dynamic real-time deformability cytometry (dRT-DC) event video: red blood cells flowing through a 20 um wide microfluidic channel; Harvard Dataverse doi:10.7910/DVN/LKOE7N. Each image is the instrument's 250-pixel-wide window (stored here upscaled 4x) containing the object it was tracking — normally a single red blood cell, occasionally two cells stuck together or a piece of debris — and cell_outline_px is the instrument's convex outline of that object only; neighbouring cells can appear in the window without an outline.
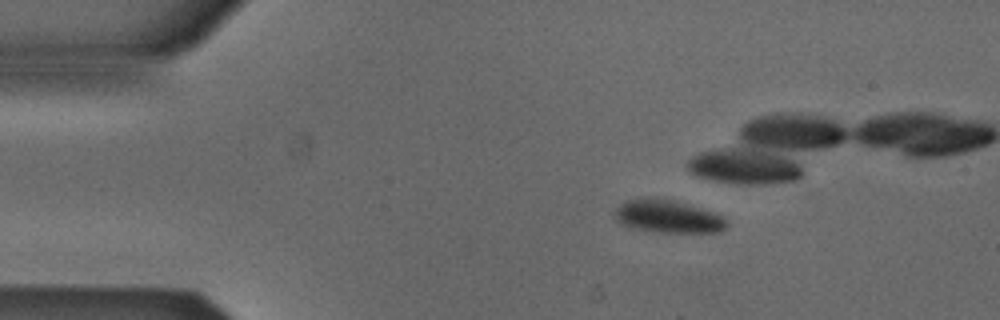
{"species": "Egyptian fruit bat (a non-hibernating species)", "species_latin": "Rousettus aegyptiacus", "temperature_condition": "cold", "stored_images_in_passage": 9, "camera_frame_rate_fps": 3000, "um_per_image_px": 0.085, "animal": {"sex": "male"}, "frame": {"image": 1, "passage_image": 3, "time_ms": 0.667, "image_size_px": [1000, 320], "cell_outline_px": [[728, 224], [720, 232], [660, 232], [636, 228], [620, 224], [616, 220], [616, 208], [620, 204], [628, 200], [668, 200], [684, 204], [712, 212], [720, 216]], "centroid_in_image_um": [56.77, 18.44], "position_along_channel_um": 28.2, "area_um2": 20.23}}